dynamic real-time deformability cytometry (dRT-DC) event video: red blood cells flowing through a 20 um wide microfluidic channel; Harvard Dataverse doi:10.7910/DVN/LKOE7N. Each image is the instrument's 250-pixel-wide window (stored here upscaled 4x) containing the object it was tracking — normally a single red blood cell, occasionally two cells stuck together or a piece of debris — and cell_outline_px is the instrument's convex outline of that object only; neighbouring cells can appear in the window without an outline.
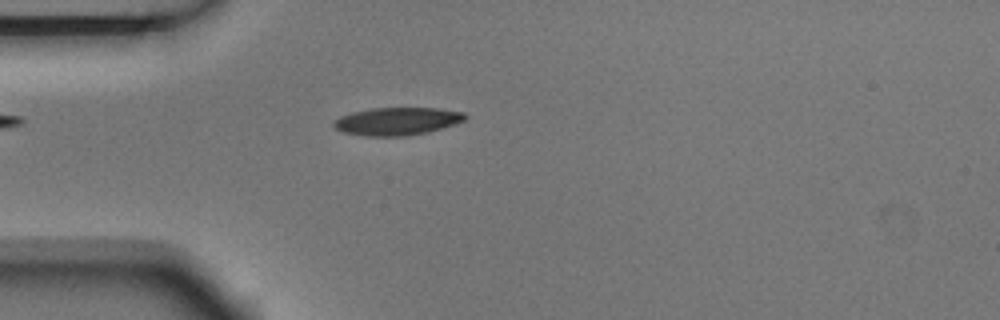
{"species": "Egyptian fruit bat (a non-hibernating species)", "species_latin": "Rousettus aegyptiacus", "temperature_condition": "room temperature", "stored_images_in_passage": 1, "camera_frame_rate_fps": 3000, "um_per_image_px": 0.085, "animal": {"sex": "male"}, "frame": {"image": 1, "passage_image": 1, "time_ms": 0.0, "image_size_px": [1000, 320], "cell_outline_px": [[468, 116], [464, 120], [428, 132], [404, 136], [364, 136], [344, 132], [336, 128], [332, 124], [340, 116], [352, 112], [372, 108], [436, 108], [464, 112]], "centroid_in_image_um": [33.74, 10.3], "position_along_channel_um": 51.3, "area_um2": 21.04}}